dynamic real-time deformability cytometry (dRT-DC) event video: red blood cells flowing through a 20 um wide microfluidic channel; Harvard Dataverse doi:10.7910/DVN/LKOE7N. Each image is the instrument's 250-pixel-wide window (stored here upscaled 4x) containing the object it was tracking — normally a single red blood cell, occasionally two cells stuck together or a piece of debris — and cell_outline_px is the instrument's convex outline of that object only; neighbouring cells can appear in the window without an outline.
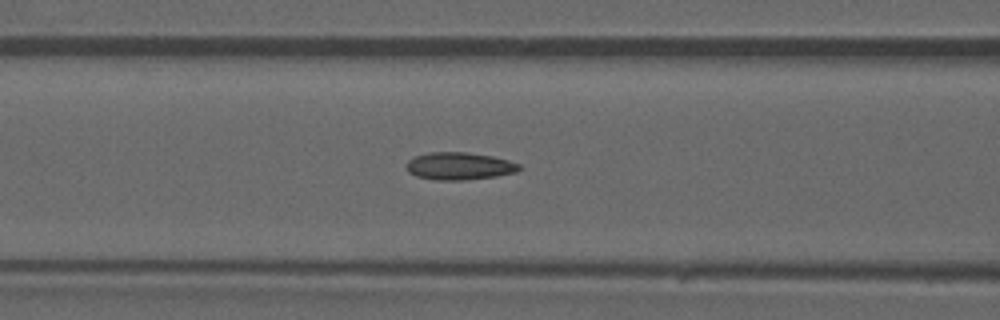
{"species": "common noctule bat (a hibernating species)", "species_latin": "Nyctalus noctula", "temperature_condition": "warm", "stored_images_in_passage": 37, "camera_frame_rate_fps": 3000, "um_per_image_px": 0.085, "animal": {"sex": "male", "forearm_length_mm": 52.5}, "frame": {"image": 1, "passage_image": 11, "time_ms": 3.333, "image_size_px": [1000, 320], "cell_outline_px": [[524, 168], [516, 172], [496, 176], [464, 180], [436, 180], [416, 176], [408, 172], [408, 160], [412, 156], [428, 152], [468, 152], [492, 156], [508, 160], [520, 164]], "centroid_in_image_um": [39.06, 14.11], "position_along_channel_um": 127.5, "area_um2": 18.21}}